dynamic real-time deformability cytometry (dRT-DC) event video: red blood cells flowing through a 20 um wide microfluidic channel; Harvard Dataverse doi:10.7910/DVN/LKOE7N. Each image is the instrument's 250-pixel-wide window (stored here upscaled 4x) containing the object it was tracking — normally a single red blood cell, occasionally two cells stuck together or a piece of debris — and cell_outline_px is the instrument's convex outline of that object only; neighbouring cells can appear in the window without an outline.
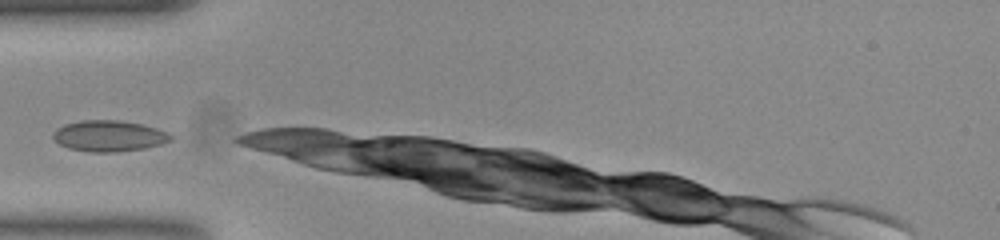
{"species": "common noctule bat (a hibernating species)", "species_latin": "Nyctalus noctula", "temperature_condition": "room temperature", "stored_images_in_passage": 8, "camera_frame_rate_fps": 3000, "um_per_image_px": 0.085, "animal": {"sex": "female", "body_mass_g": 23.0, "forearm_length_mm": 53.4}, "frame": {"image": 1, "passage_image": 1, "time_ms": 0.0, "image_size_px": [1000, 240], "cell_outline_px": [[172, 140], [160, 144], [144, 148], [116, 152], [92, 152], [68, 148], [60, 144], [52, 136], [56, 128], [64, 124], [80, 120], [120, 120], [140, 124], [156, 128], [172, 136]], "centroid_in_image_um": [9.23, 11.55], "position_along_channel_um": 75.8, "area_um2": 21.1}}